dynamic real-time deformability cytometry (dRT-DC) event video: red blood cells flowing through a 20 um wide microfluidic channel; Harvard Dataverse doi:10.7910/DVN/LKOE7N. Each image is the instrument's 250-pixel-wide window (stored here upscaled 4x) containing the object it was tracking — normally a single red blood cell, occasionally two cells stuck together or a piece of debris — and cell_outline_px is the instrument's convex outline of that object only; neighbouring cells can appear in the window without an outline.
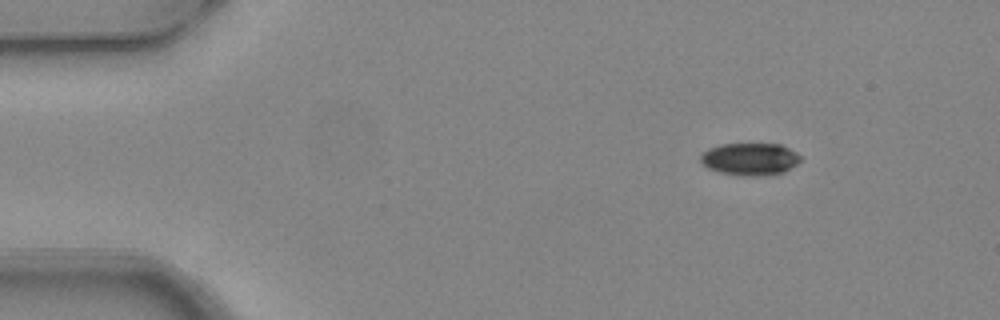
{"species": "common noctule bat (a hibernating species)", "species_latin": "Nyctalus noctula", "temperature_condition": "warm", "stored_images_in_passage": 6, "camera_frame_rate_fps": 3000, "um_per_image_px": 0.085, "animal": {"sex": "female", "body_mass_g": 24.6, "forearm_length_mm": 56.2}, "frame": {"image": 1, "passage_image": 1, "time_ms": 0.0, "image_size_px": [1000, 320], "cell_outline_px": [[800, 160], [796, 164], [784, 172], [764, 176], [744, 176], [720, 172], [708, 168], [700, 160], [700, 156], [708, 148], [720, 144], [780, 144], [796, 152], [800, 156]], "centroid_in_image_um": [63.74, 13.52], "position_along_channel_um": 21.3, "area_um2": 18.79}}
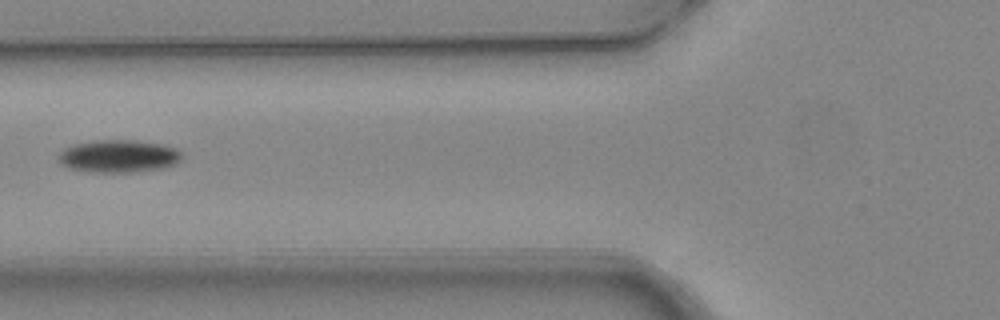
{"frame": {"image": 2, "passage_image": 5, "time_ms": 1.333, "image_size_px": [1000, 320], "cell_outline_px": [[184, 156], [176, 164], [164, 168], [132, 172], [92, 172], [68, 168], [60, 164], [56, 160], [56, 156], [64, 148], [76, 144], [96, 140], [136, 140], [164, 144], [176, 148]], "centroid_in_image_um": [10.08, 13.27], "position_along_channel_um": 115.7, "area_um2": 23.81}}
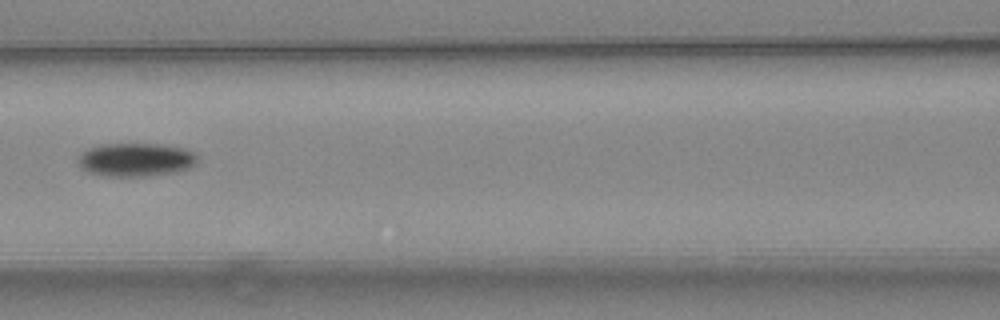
{"frame": {"image": 3, "passage_image": 6, "time_ms": 1.667, "image_size_px": [1000, 320], "cell_outline_px": [[200, 160], [196, 164], [180, 172], [144, 176], [104, 176], [88, 172], [80, 168], [76, 160], [80, 152], [88, 148], [100, 144], [160, 144], [184, 148], [196, 152]], "centroid_in_image_um": [11.55, 13.57], "position_along_channel_um": 155.1, "area_um2": 23.81}}